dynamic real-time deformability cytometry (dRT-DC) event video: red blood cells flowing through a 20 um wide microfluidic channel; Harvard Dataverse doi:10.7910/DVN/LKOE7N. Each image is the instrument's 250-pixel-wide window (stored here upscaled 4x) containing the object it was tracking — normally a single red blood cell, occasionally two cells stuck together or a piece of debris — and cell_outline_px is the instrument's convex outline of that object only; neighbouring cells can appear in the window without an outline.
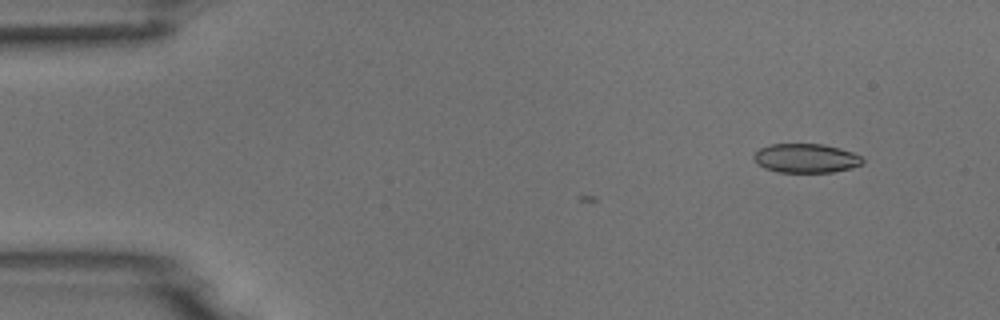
{"species": "common noctule bat (a hibernating species)", "species_latin": "Nyctalus noctula", "temperature_condition": "room temperature", "stored_images_in_passage": 3, "camera_frame_rate_fps": 3000, "um_per_image_px": 0.085, "animal": {"sex": "male", "body_mass_g": 18.8}, "frame": {"image": 1, "passage_image": 3, "time_ms": 2.333, "image_size_px": [1000, 320], "cell_outline_px": [[864, 164], [852, 168], [832, 172], [776, 172], [764, 168], [756, 164], [752, 156], [760, 148], [772, 144], [824, 144], [840, 148], [852, 152], [860, 156], [864, 160]], "centroid_in_image_um": [68.5, 13.45], "position_along_channel_um": 16.5, "area_um2": 18.61}}